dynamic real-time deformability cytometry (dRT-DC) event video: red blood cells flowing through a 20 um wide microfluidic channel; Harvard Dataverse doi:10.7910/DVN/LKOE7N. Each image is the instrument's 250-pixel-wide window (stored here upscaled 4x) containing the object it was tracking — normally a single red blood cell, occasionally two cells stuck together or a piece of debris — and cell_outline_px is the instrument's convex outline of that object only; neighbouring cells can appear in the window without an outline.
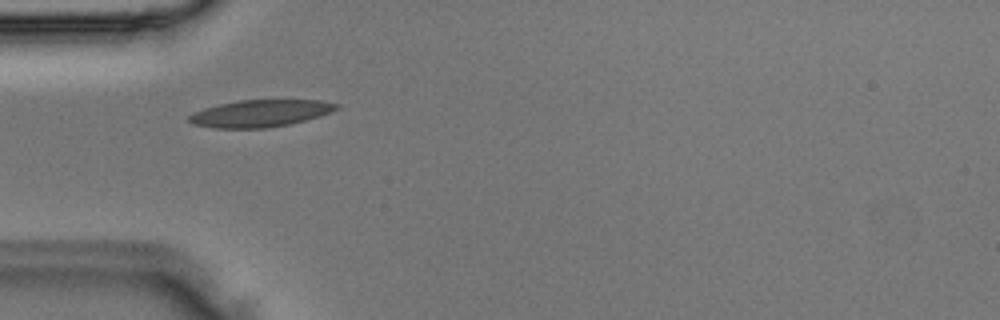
{"species": "Egyptian fruit bat (a non-hibernating species)", "species_latin": "Rousettus aegyptiacus", "temperature_condition": "room temperature", "stored_images_in_passage": 4, "camera_frame_rate_fps": 3000, "um_per_image_px": 0.085, "animal": {"sex": "male"}, "frame": {"image": 1, "passage_image": 3, "time_ms": 0.667, "image_size_px": [1000, 320], "cell_outline_px": [[340, 108], [320, 116], [288, 124], [264, 128], [212, 128], [192, 124], [188, 120], [188, 116], [204, 108], [220, 104], [240, 100], [320, 100], [340, 104]], "centroid_in_image_um": [22.13, 9.63], "position_along_channel_um": 62.9, "area_um2": 23.12}}